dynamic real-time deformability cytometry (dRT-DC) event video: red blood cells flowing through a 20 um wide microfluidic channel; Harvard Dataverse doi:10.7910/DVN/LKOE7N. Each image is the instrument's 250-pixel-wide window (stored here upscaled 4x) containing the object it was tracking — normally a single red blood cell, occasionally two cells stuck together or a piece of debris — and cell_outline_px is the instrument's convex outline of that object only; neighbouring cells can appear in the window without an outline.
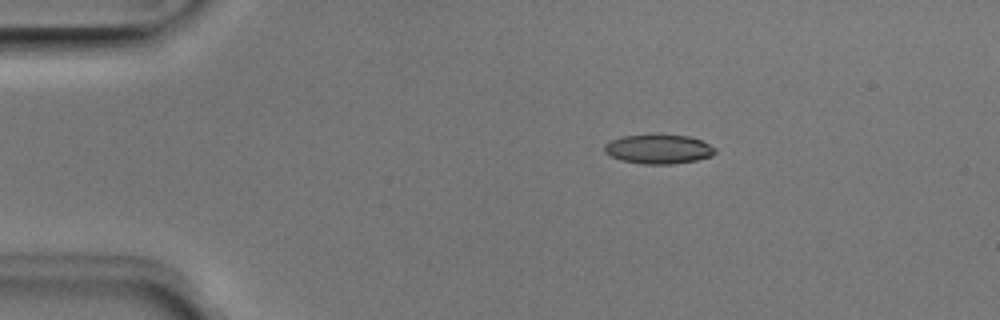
{"species": "Egyptian fruit bat (a non-hibernating species)", "species_latin": "Rousettus aegyptiacus", "temperature_condition": "room temperature", "stored_images_in_passage": 6, "camera_frame_rate_fps": 3000, "um_per_image_px": 0.085, "animal": {"sex": "male"}, "frame": {"image": 1, "passage_image": 3, "time_ms": 0.667, "image_size_px": [1000, 320], "cell_outline_px": [[716, 152], [712, 156], [696, 160], [672, 164], [644, 164], [620, 160], [604, 152], [604, 144], [612, 140], [624, 136], [688, 136], [700, 140], [716, 148]], "centroid_in_image_um": [55.98, 12.7], "position_along_channel_um": 29.0, "area_um2": 18.44}}
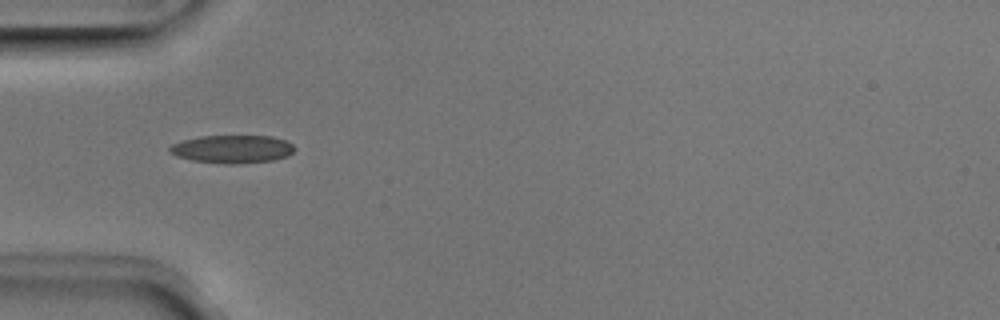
{"frame": {"image": 2, "passage_image": 5, "time_ms": 1.333, "image_size_px": [1000, 320], "cell_outline_px": [[296, 148], [288, 156], [272, 160], [236, 164], [224, 164], [192, 160], [176, 156], [168, 152], [168, 148], [172, 144], [184, 140], [200, 136], [272, 136], [284, 140], [292, 144]], "centroid_in_image_um": [19.73, 12.67], "position_along_channel_um": 65.3, "area_um2": 20.4}}